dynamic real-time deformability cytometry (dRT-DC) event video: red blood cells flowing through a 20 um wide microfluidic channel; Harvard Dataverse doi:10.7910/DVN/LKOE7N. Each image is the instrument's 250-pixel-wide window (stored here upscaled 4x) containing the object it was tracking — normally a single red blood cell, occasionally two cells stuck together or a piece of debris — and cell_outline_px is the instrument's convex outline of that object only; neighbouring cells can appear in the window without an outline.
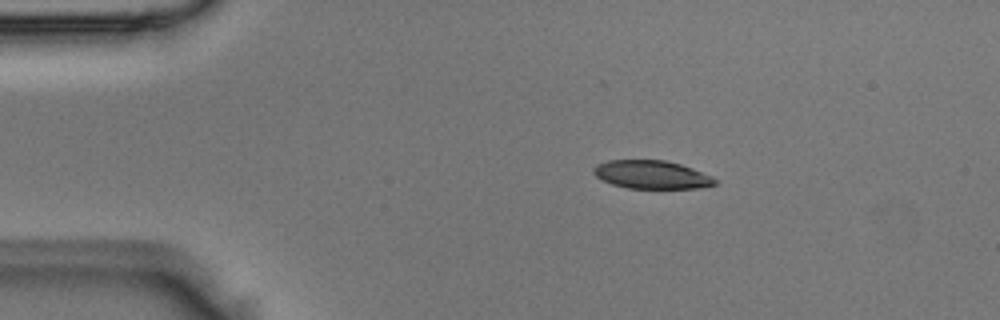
{"species": "Egyptian fruit bat (a non-hibernating species)", "species_latin": "Rousettus aegyptiacus", "temperature_condition": "room temperature", "stored_images_in_passage": 42, "camera_frame_rate_fps": 3000, "um_per_image_px": 0.085, "animal": {"sex": "male"}, "frame": {"image": 1, "passage_image": 1, "time_ms": 0.0, "image_size_px": [1000, 320], "cell_outline_px": [[716, 184], [700, 188], [628, 188], [612, 184], [596, 176], [592, 172], [592, 168], [596, 164], [608, 160], [664, 160], [680, 164], [692, 168], [712, 176], [716, 180]], "centroid_in_image_um": [55.37, 14.84], "position_along_channel_um": 29.6, "area_um2": 19.94}}
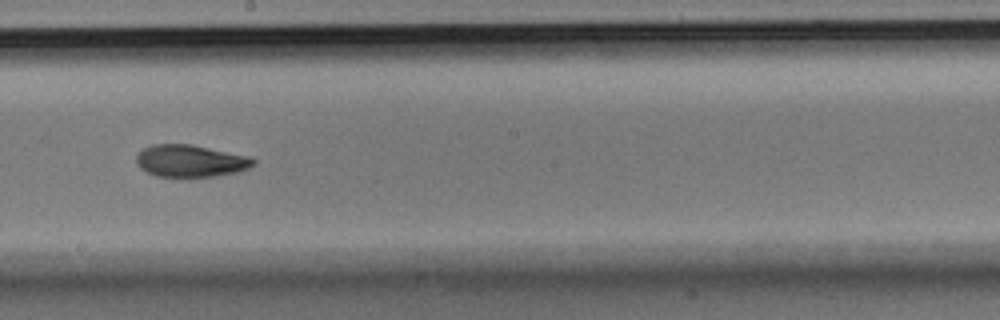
{"frame": {"image": 2, "passage_image": 20, "time_ms": 6.333, "image_size_px": [1000, 320], "cell_outline_px": [[256, 164], [248, 168], [236, 172], [216, 176], [156, 176], [140, 168], [136, 164], [136, 156], [144, 148], [152, 144], [192, 144], [252, 156], [256, 160]], "centroid_in_image_um": [16.23, 13.66], "position_along_channel_um": 232.0, "area_um2": 22.02}}
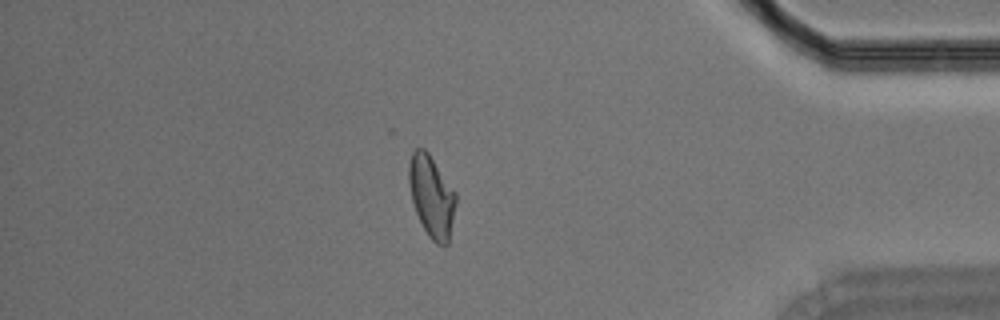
{"frame": {"image": 3, "passage_image": 35, "time_ms": 11.333, "image_size_px": [1000, 320], "cell_outline_px": [[456, 204], [448, 244], [436, 244], [428, 236], [416, 212], [412, 200], [408, 180], [408, 164], [412, 152], [416, 148], [424, 148], [428, 152], [456, 192]], "centroid_in_image_um": [36.68, 16.66], "position_along_channel_um": 398.5, "area_um2": 22.25}}